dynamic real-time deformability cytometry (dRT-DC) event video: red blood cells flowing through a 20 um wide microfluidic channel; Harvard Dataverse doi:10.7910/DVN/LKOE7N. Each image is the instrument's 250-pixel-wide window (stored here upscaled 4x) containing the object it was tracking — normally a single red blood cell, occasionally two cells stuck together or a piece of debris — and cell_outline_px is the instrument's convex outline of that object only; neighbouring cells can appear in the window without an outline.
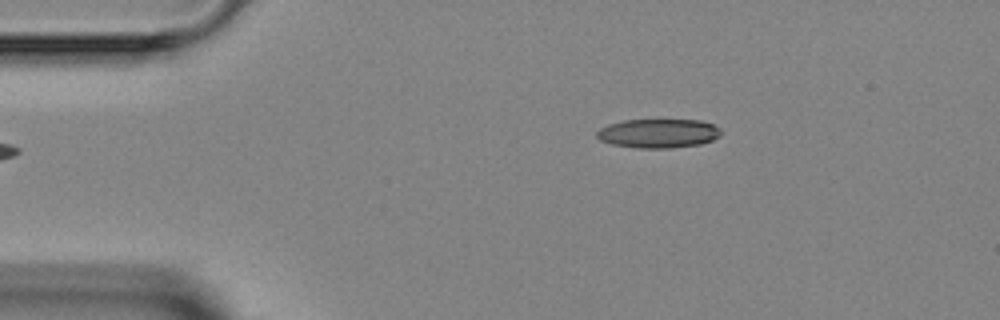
{"species": "Egyptian fruit bat (a non-hibernating species)", "species_latin": "Rousettus aegyptiacus", "temperature_condition": "room temperature", "stored_images_in_passage": 4, "camera_frame_rate_fps": 3000, "um_per_image_px": 0.085, "animal": {"sex": "female"}, "frame": {"image": 1, "passage_image": 1, "time_ms": 0.0, "image_size_px": [1000, 320], "cell_outline_px": [[720, 136], [712, 140], [700, 144], [668, 148], [640, 148], [612, 144], [600, 140], [596, 136], [596, 132], [600, 128], [608, 124], [624, 120], [700, 120], [712, 124], [720, 128]], "centroid_in_image_um": [55.95, 11.33], "position_along_channel_um": 29.1, "area_um2": 20.92}}
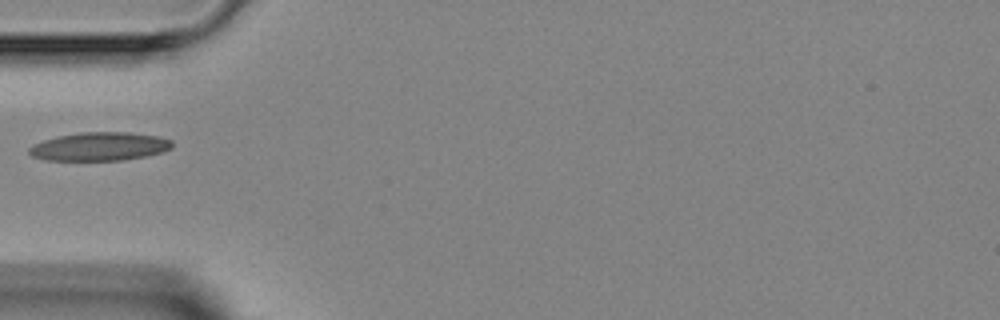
{"frame": {"image": 2, "passage_image": 3, "time_ms": 2.333, "image_size_px": [1000, 320], "cell_outline_px": [[172, 148], [160, 152], [144, 156], [124, 160], [44, 160], [32, 156], [28, 152], [28, 148], [32, 144], [56, 136], [80, 132], [128, 132], [156, 136], [172, 140]], "centroid_in_image_um": [8.41, 12.45], "position_along_channel_um": 76.6, "area_um2": 23.7}}
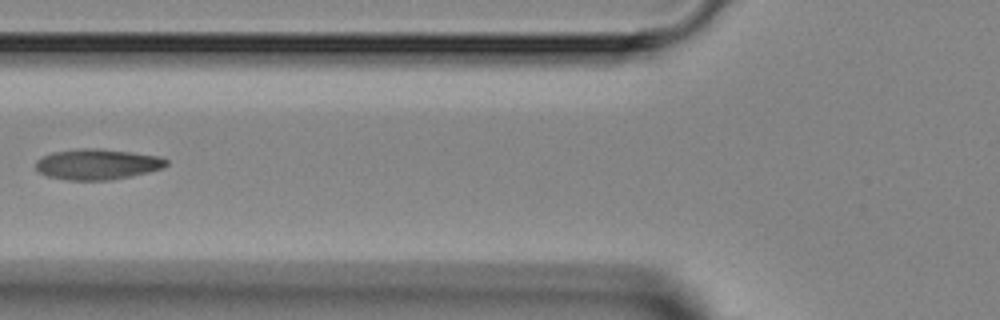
{"frame": {"image": 3, "passage_image": 4, "time_ms": 3.333, "image_size_px": [1000, 320], "cell_outline_px": [[168, 164], [160, 168], [148, 172], [112, 180], [72, 180], [48, 176], [40, 172], [36, 168], [36, 160], [52, 152], [76, 148], [100, 148], [160, 156], [168, 160]], "centroid_in_image_um": [8.27, 13.95], "position_along_channel_um": 117.5, "area_um2": 23.24}}